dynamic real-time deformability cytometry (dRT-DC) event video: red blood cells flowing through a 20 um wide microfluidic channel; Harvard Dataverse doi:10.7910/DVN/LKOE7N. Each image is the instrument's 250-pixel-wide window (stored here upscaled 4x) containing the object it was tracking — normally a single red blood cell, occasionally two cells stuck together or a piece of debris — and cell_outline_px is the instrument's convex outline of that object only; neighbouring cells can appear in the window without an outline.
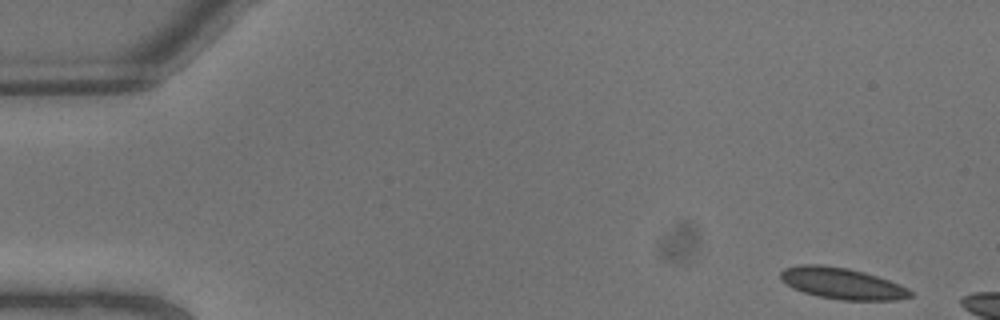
{"species": "common noctule bat (a hibernating species)", "species_latin": "Nyctalus noctula", "temperature_condition": "warm", "stored_images_in_passage": 7, "camera_frame_rate_fps": 3000, "um_per_image_px": 0.085, "animal": {"sex": "male", "body_mass_g": 13.3}, "frame": {"image": 1, "passage_image": 1, "time_ms": 0.0, "image_size_px": [1000, 320], "cell_outline_px": [[912, 296], [896, 300], [840, 300], [816, 296], [792, 288], [780, 276], [780, 272], [784, 268], [800, 264], [820, 264], [848, 268], [864, 272], [900, 284], [908, 288], [912, 292]], "centroid_in_image_um": [71.57, 24.09], "position_along_channel_um": 13.4, "area_um2": 23.64}}